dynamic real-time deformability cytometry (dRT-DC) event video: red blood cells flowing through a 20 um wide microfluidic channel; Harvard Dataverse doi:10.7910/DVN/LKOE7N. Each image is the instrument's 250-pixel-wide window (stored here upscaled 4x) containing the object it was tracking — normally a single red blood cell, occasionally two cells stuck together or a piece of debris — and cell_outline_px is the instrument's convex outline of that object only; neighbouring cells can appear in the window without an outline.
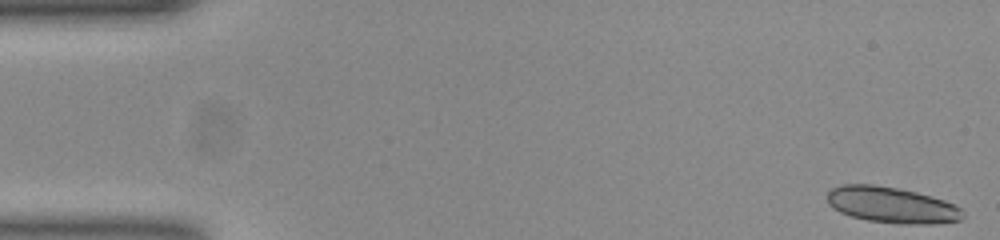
{"species": "common noctule bat (a hibernating species)", "species_latin": "Nyctalus noctula", "temperature_condition": "room temperature", "stored_images_in_passage": 53, "segment_of_instrument_passage": [1, 2], "camera_frame_rate_fps": 3000, "um_per_image_px": 0.085, "animal": {"sex": "female", "body_mass_g": 23.0, "forearm_length_mm": 53.4}, "frame": {"image": 1, "passage_image": 1, "time_ms": 0.0, "image_size_px": [1000, 240], "cell_outline_px": [[964, 216], [960, 220], [932, 224], [896, 224], [868, 220], [852, 216], [840, 212], [832, 208], [828, 204], [828, 192], [832, 188], [840, 184], [872, 184], [900, 188], [916, 192], [944, 200], [960, 208], [964, 212]], "centroid_in_image_um": [75.78, 17.42], "position_along_channel_um": 9.2, "area_um2": 28.55}}
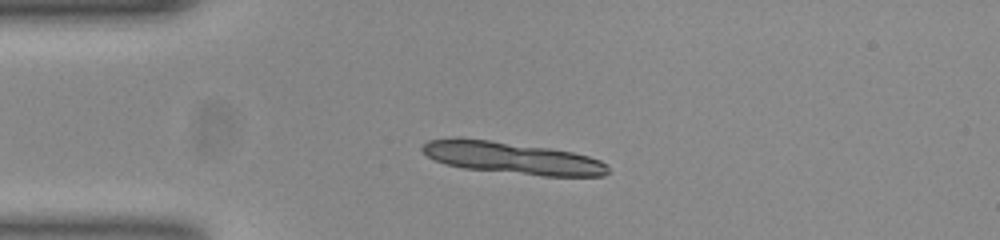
{"frame": {"image": 2, "passage_image": 12, "time_ms": 3.667, "image_size_px": [1000, 240], "cell_outline_px": [[608, 172], [604, 176], [544, 176], [464, 168], [448, 164], [436, 160], [428, 156], [420, 148], [428, 140], [452, 136], [460, 136], [548, 148], [572, 152], [588, 156], [600, 160], [608, 164]], "centroid_in_image_um": [43.51, 13.41], "position_along_channel_um": 41.5, "area_um2": 34.62}}